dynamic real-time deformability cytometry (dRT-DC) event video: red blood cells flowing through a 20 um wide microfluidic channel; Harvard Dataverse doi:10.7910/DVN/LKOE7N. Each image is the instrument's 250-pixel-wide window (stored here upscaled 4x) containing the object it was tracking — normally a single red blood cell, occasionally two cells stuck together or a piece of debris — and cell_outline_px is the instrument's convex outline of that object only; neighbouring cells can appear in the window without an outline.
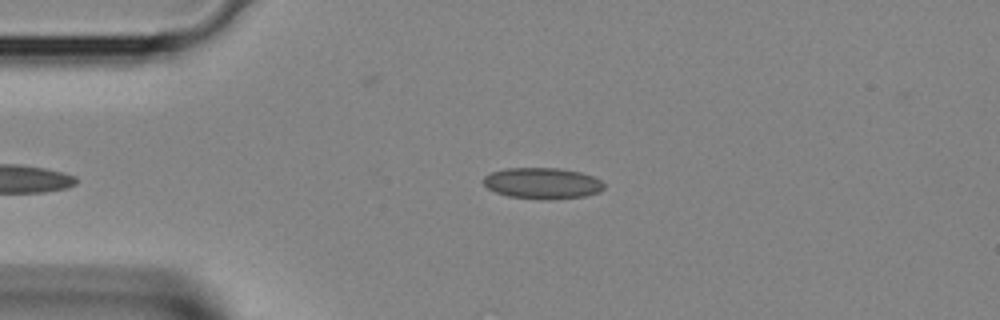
{"species": "Egyptian fruit bat (a non-hibernating species)", "species_latin": "Rousettus aegyptiacus", "temperature_condition": "room temperature", "stored_images_in_passage": 13, "camera_frame_rate_fps": 3000, "um_per_image_px": 0.085, "animal": {"sex": "female"}, "frame": {"image": 1, "passage_image": 1, "time_ms": 0.0, "image_size_px": [1000, 320], "cell_outline_px": [[604, 188], [600, 192], [584, 196], [552, 200], [540, 200], [508, 196], [496, 192], [488, 188], [480, 180], [484, 176], [492, 172], [504, 168], [560, 168], [580, 172], [592, 176], [600, 180], [604, 184]], "centroid_in_image_um": [46.09, 15.58], "position_along_channel_um": 38.9, "area_um2": 22.14}}
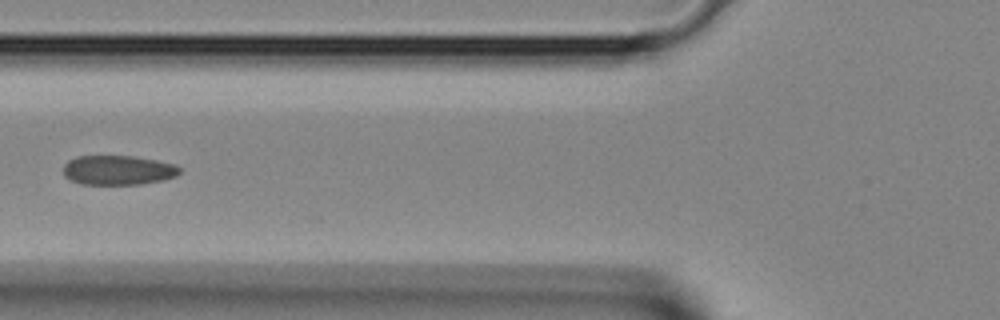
{"frame": {"image": 2, "passage_image": 7, "time_ms": 2.0, "image_size_px": [1000, 320], "cell_outline_px": [[180, 172], [176, 176], [164, 180], [140, 184], [84, 184], [72, 180], [64, 176], [64, 164], [68, 160], [76, 156], [132, 156], [156, 160], [172, 164], [180, 168]], "centroid_in_image_um": [10.02, 14.46], "position_along_channel_um": 115.8, "area_um2": 19.88}}
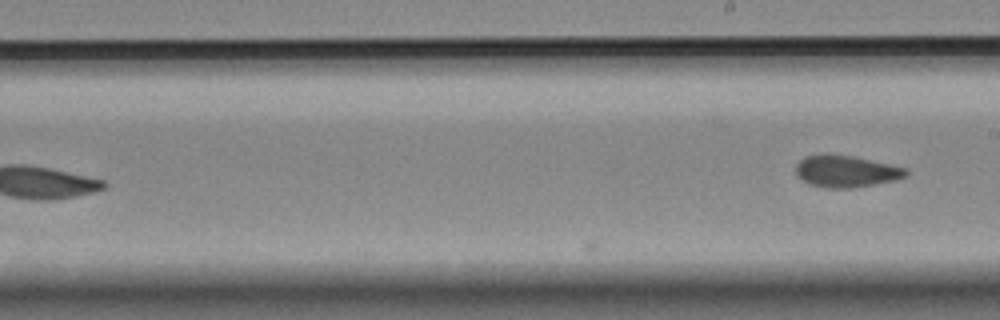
{"frame": {"image": 3, "passage_image": 13, "time_ms": 4.0, "image_size_px": [1000, 320], "cell_outline_px": [[908, 176], [896, 180], [848, 188], [828, 188], [808, 184], [800, 180], [796, 176], [796, 164], [804, 156], [852, 156], [908, 168]], "centroid_in_image_um": [71.92, 14.59], "position_along_channel_um": 217.1, "area_um2": 20.06}}